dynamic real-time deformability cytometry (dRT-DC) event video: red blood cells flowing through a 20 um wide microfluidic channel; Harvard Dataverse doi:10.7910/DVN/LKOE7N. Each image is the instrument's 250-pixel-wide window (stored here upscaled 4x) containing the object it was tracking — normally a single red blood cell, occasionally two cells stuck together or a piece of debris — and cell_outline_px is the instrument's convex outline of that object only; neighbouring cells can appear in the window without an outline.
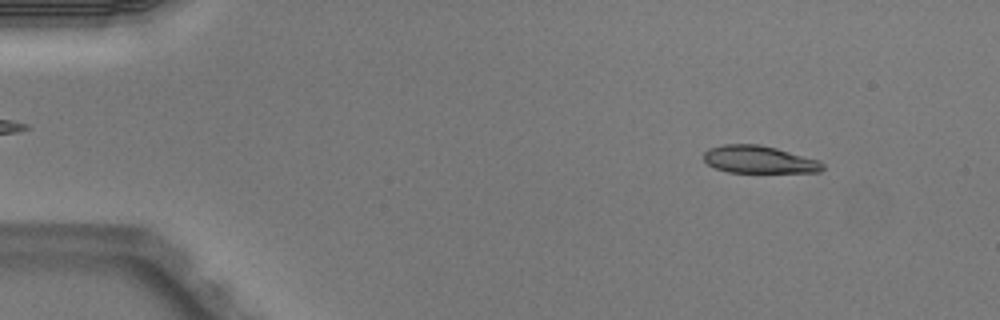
{"species": "Egyptian fruit bat (a non-hibernating species)", "species_latin": "Rousettus aegyptiacus", "temperature_condition": "warm", "stored_images_in_passage": 4, "camera_frame_rate_fps": 3000, "um_per_image_px": 0.085, "animal": {"sex": "male"}, "frame": {"image": 1, "passage_image": 1, "time_ms": 0.0, "image_size_px": [1000, 320], "cell_outline_px": [[824, 168], [820, 172], [728, 172], [716, 168], [708, 164], [704, 160], [704, 152], [708, 148], [724, 144], [760, 144], [776, 148], [820, 160], [824, 164]], "centroid_in_image_um": [64.53, 13.55], "position_along_channel_um": 20.5, "area_um2": 19.07}}